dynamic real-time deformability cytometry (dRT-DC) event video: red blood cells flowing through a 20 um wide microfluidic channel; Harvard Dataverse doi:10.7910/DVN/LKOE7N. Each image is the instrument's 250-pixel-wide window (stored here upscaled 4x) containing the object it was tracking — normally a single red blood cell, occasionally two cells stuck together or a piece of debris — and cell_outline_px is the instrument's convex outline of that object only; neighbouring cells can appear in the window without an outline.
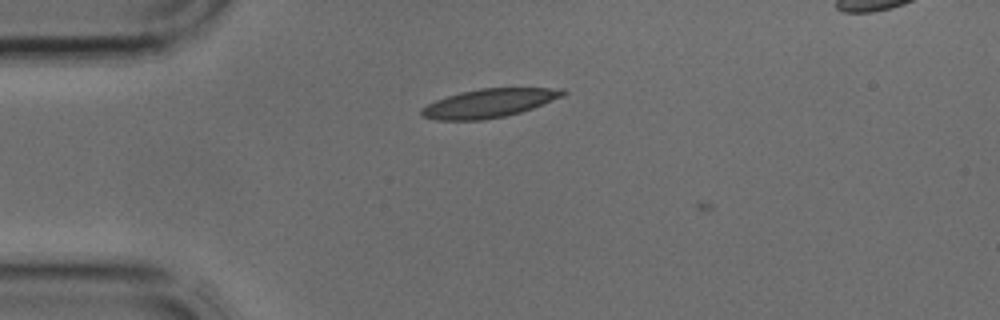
{"species": "common noctule bat (a hibernating species)", "species_latin": "Nyctalus noctula", "temperature_condition": "cold", "stored_images_in_passage": 2, "camera_frame_rate_fps": 3000, "um_per_image_px": 0.085, "animal": {"sex": "male", "body_mass_g": 17.9, "forearm_length_mm": 54.2}, "frame": {"image": 1, "passage_image": 1, "time_ms": 0.0, "image_size_px": [1000, 320], "cell_outline_px": [[568, 92], [564, 96], [532, 108], [520, 112], [504, 116], [484, 120], [436, 120], [424, 116], [420, 112], [420, 108], [436, 100], [460, 92], [480, 88], [564, 88]], "centroid_in_image_um": [41.59, 8.76], "position_along_channel_um": 43.4, "area_um2": 23.52}}